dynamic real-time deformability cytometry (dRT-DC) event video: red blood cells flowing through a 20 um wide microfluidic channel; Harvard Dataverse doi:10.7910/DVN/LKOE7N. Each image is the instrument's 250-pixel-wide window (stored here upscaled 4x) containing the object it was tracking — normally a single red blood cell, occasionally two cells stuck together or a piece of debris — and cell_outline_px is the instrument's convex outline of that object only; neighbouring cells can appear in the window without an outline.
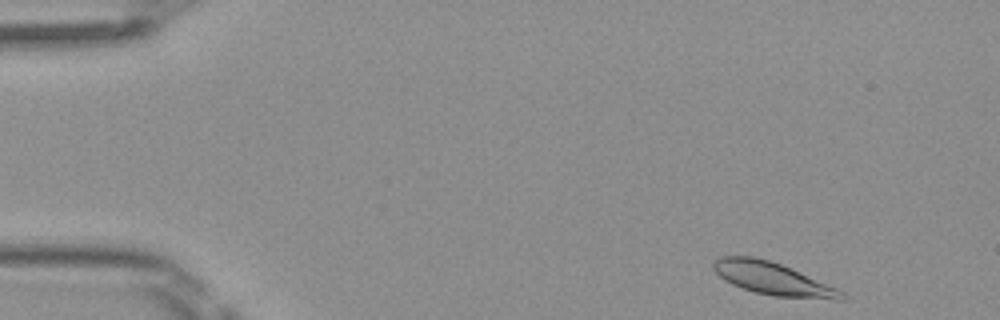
{"species": "Egyptian fruit bat (a non-hibernating species)", "species_latin": "Rousettus aegyptiacus", "temperature_condition": "room temperature", "stored_images_in_passage": 47, "camera_frame_rate_fps": 3000, "um_per_image_px": 0.085, "frame": {"image": 1, "passage_image": 2, "time_ms": 0.333, "image_size_px": [1000, 320], "cell_outline_px": [[848, 296], [844, 300], [836, 300], [772, 296], [756, 292], [732, 284], [724, 280], [712, 268], [712, 264], [720, 256], [752, 256], [768, 260], [780, 264], [836, 288], [844, 292]], "centroid_in_image_um": [65.69, 23.7], "position_along_channel_um": 19.3, "area_um2": 24.04}}
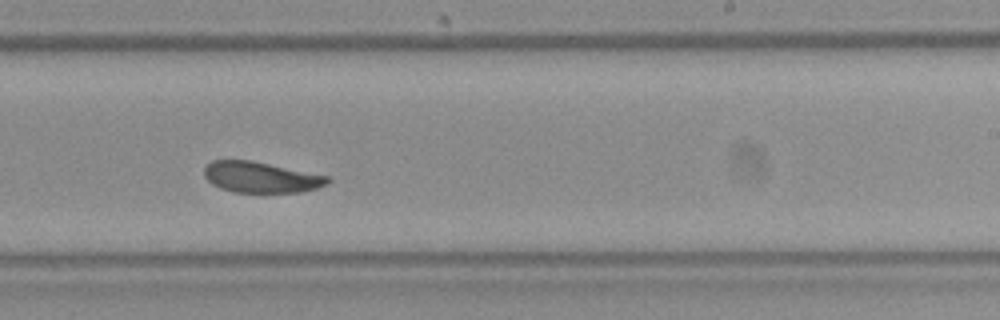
{"frame": {"image": 2, "passage_image": 28, "time_ms": 9.0, "image_size_px": [1000, 320], "cell_outline_px": [[332, 180], [328, 184], [304, 192], [232, 192], [220, 188], [212, 184], [204, 176], [204, 168], [212, 160], [252, 160], [328, 176]], "centroid_in_image_um": [22.18, 15.06], "position_along_channel_um": 266.8, "area_um2": 22.25}}
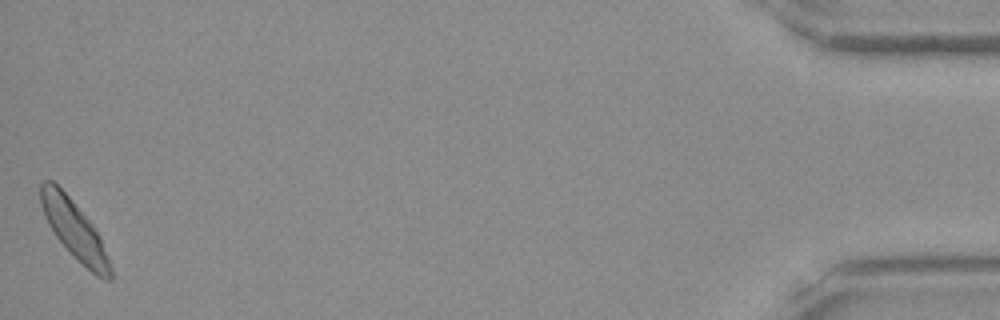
{"frame": {"image": 3, "passage_image": 47, "time_ms": 15.333, "image_size_px": [1000, 320], "cell_outline_px": [[112, 280], [104, 280], [96, 276], [56, 236], [48, 224], [44, 216], [40, 204], [40, 184], [44, 180], [52, 180], [68, 196], [92, 224], [100, 236], [112, 268]], "centroid_in_image_um": [6.32, 19.51], "position_along_channel_um": 428.9, "area_um2": 23.0}, "authors_computed_cell_mechanics": {"area_um2": 23.4668, "velocity_mm_per_s": 4.0122, "shape_relaxation_time_tau1_ms": 2.0047, "shape_relaxation_time_tau2_ms": 1.1421, "deformation_change_tau1": 0.079, "deformation_change_tau2": 0.0603}}